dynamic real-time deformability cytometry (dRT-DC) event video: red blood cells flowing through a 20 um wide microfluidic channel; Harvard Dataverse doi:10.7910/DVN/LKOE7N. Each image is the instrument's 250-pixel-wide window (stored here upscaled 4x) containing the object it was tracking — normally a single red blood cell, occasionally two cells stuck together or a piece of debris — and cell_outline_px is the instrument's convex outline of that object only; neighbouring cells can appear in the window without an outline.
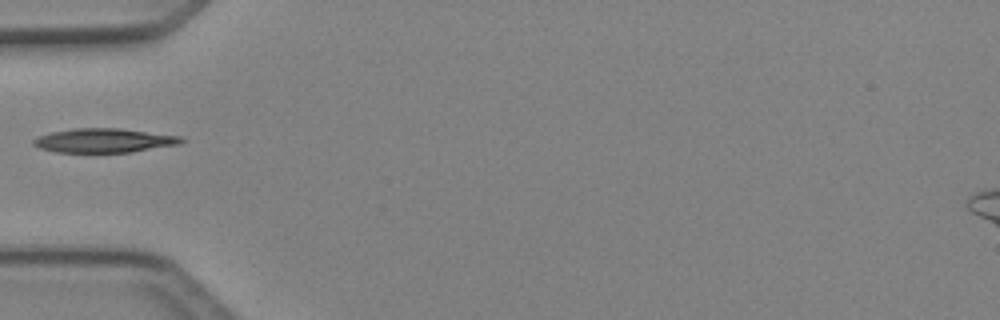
{"species": "Egyptian fruit bat (a non-hibernating species)", "species_latin": "Rousettus aegyptiacus", "temperature_condition": "cold", "stored_images_in_passage": 34, "camera_frame_rate_fps": 3000, "um_per_image_px": 0.085, "animal": {"sex": "female"}, "frame": {"image": 1, "passage_image": 1, "time_ms": 0.0, "image_size_px": [1000, 320], "cell_outline_px": [[184, 140], [180, 144], [132, 152], [56, 152], [40, 148], [32, 144], [32, 140], [40, 136], [52, 132], [72, 128], [120, 128], [180, 136]], "centroid_in_image_um": [8.84, 11.94], "position_along_channel_um": 76.2, "area_um2": 20.69}}
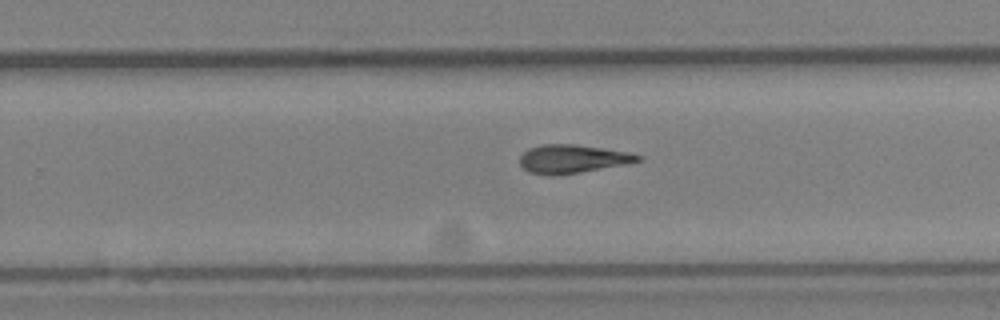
{"frame": {"image": 2, "passage_image": 16, "time_ms": 5.0, "image_size_px": [1000, 320], "cell_outline_px": [[644, 160], [628, 164], [580, 172], [552, 176], [528, 172], [520, 164], [520, 156], [528, 148], [540, 144], [576, 144], [632, 152], [644, 156]], "centroid_in_image_um": [48.72, 13.5], "position_along_channel_um": 281.1, "area_um2": 19.94}}
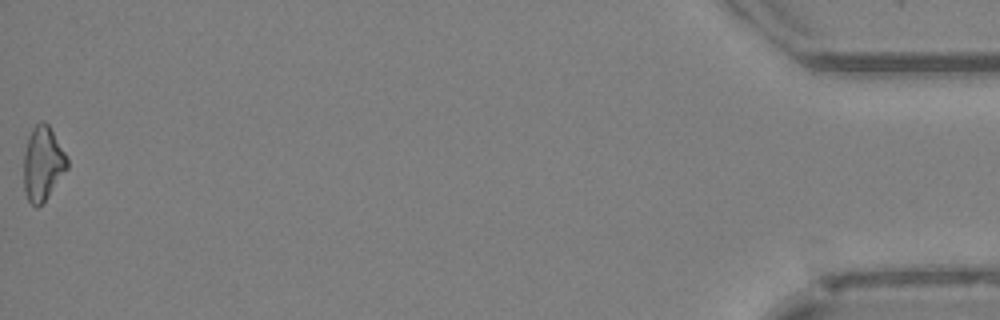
{"frame": {"image": 3, "passage_image": 34, "time_ms": 11.0, "image_size_px": [1000, 320], "cell_outline_px": [[68, 168], [44, 200], [36, 208], [28, 200], [24, 192], [24, 152], [28, 136], [32, 128], [40, 120], [44, 120], [48, 124], [64, 152], [68, 160]], "centroid_in_image_um": [3.61, 13.87], "position_along_channel_um": 431.6, "area_um2": 18.55}}